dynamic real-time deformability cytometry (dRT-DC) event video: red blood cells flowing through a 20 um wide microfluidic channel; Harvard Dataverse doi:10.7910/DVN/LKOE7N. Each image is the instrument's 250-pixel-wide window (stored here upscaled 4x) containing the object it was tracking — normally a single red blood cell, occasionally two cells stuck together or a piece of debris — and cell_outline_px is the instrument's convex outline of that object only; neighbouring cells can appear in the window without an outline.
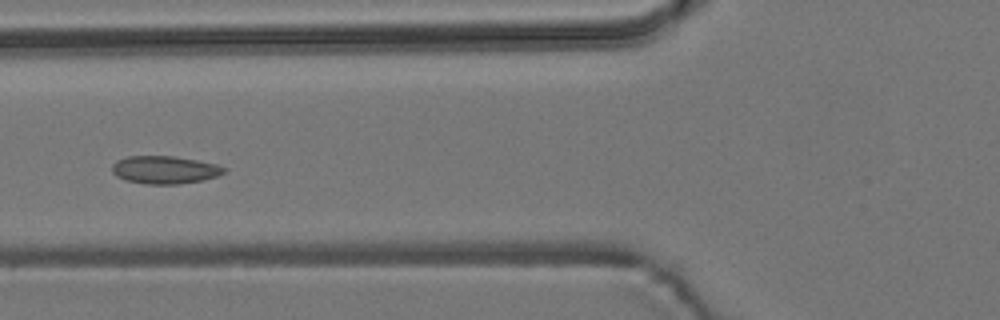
{"species": "common noctule bat (a hibernating species)", "species_latin": "Nyctalus noctula", "temperature_condition": "room temperature", "stored_images_in_passage": 5, "camera_frame_rate_fps": 3000, "um_per_image_px": 0.085, "animal": {"sex": "male", "body_mass_g": 19.2, "forearm_length_mm": 51.8}, "frame": {"image": 1, "passage_image": 5, "time_ms": 4.333, "image_size_px": [1000, 320], "cell_outline_px": [[228, 168], [220, 176], [204, 180], [180, 184], [144, 184], [124, 180], [116, 176], [112, 172], [112, 164], [116, 160], [128, 156], [172, 156], [196, 160], [216, 164]], "centroid_in_image_um": [14.0, 14.44], "position_along_channel_um": 111.8, "area_um2": 18.38}}